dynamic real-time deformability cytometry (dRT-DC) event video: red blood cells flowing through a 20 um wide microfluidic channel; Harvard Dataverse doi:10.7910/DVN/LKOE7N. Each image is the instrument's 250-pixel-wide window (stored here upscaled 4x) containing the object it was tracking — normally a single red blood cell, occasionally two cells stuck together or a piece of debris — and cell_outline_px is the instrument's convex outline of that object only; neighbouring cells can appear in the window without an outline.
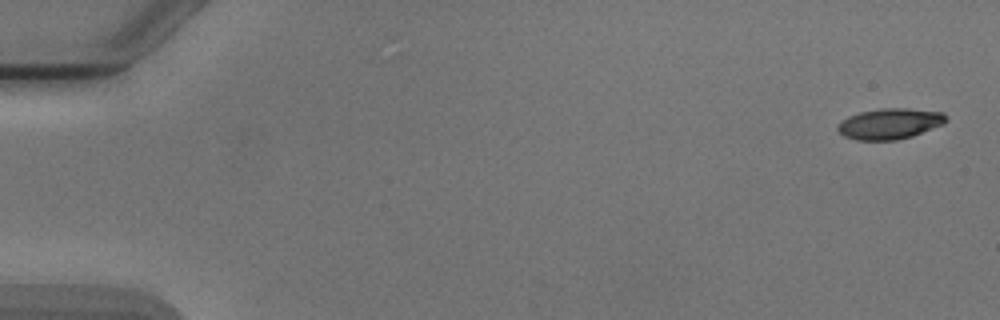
{"species": "Egyptian fruit bat (a non-hibernating species)", "species_latin": "Rousettus aegyptiacus", "temperature_condition": "cold", "stored_images_in_passage": 6, "camera_frame_rate_fps": 3000, "um_per_image_px": 0.085, "animal": {"sex": "male"}, "frame": {"image": 1, "passage_image": 1, "time_ms": 0.0, "image_size_px": [1000, 320], "cell_outline_px": [[948, 120], [944, 124], [912, 136], [896, 140], [856, 140], [844, 136], [836, 128], [848, 116], [860, 112], [880, 108], [908, 108], [944, 112]], "centroid_in_image_um": [75.67, 10.51], "position_along_channel_um": 9.3, "area_um2": 19.42}}
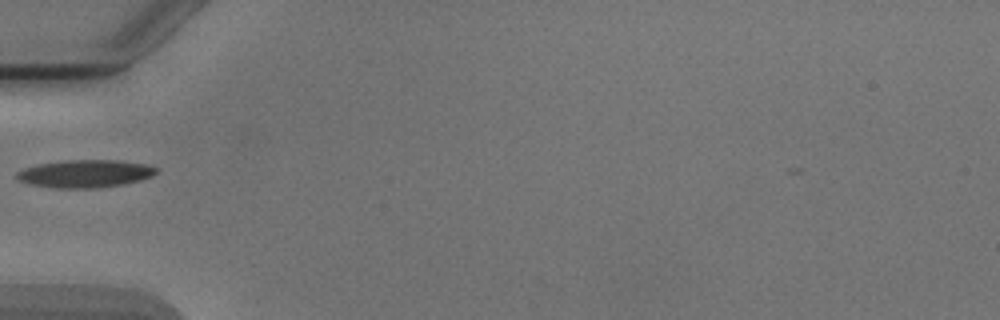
{"frame": {"image": 2, "passage_image": 5, "time_ms": 5.667, "image_size_px": [1000, 320], "cell_outline_px": [[156, 172], [152, 176], [140, 180], [124, 184], [96, 188], [52, 188], [28, 184], [20, 180], [16, 176], [16, 172], [24, 168], [40, 164], [68, 160], [120, 160], [144, 164], [156, 168]], "centroid_in_image_um": [7.21, 14.77], "position_along_channel_um": 77.8, "area_um2": 22.43}}
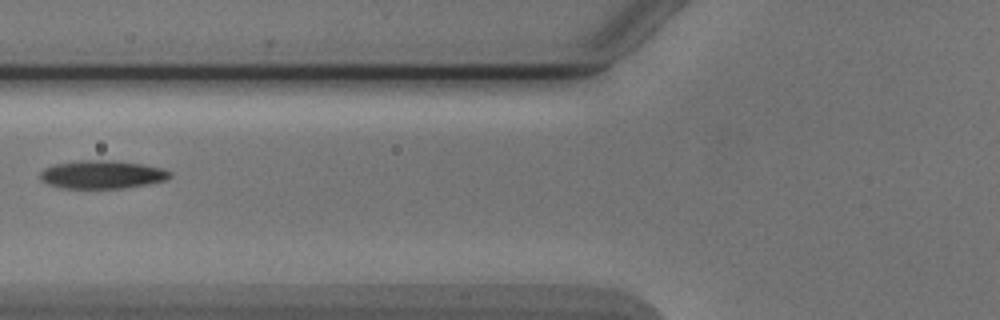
{"frame": {"image": 3, "passage_image": 6, "time_ms": 6.667, "image_size_px": [1000, 320], "cell_outline_px": [[172, 176], [164, 180], [148, 184], [124, 188], [60, 188], [48, 184], [40, 180], [40, 172], [44, 168], [56, 164], [80, 160], [104, 160], [140, 164], [160, 168], [172, 172]], "centroid_in_image_um": [8.64, 14.84], "position_along_channel_um": 117.2, "area_um2": 21.15}}